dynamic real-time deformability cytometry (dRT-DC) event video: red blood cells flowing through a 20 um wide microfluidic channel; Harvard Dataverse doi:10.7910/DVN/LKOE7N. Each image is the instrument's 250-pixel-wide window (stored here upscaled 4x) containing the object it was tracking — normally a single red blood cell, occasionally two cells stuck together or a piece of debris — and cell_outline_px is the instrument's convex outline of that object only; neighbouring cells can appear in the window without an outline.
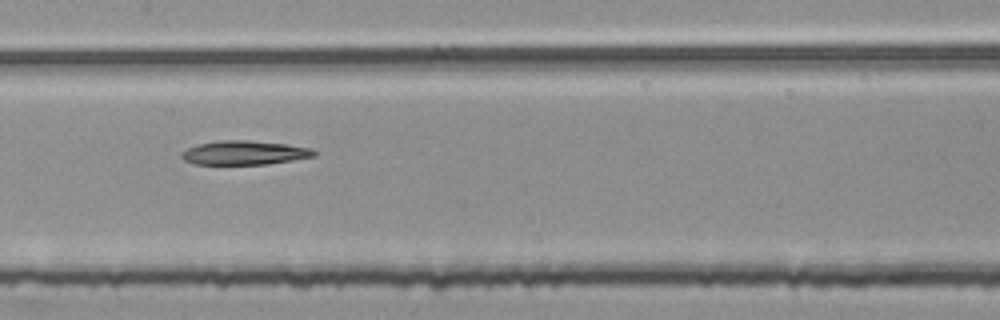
{"species": "common noctule bat (a hibernating species)", "species_latin": "Nyctalus noctula", "temperature_condition": "room temperature", "stored_images_in_passage": 53, "segment_of_instrument_passage": [2, 2], "camera_frame_rate_fps": 3000, "um_per_image_px": 0.085, "animal": {"sex": "female", "body_mass_g": 25.1}, "frame": {"image": 1, "passage_image": 26, "time_ms": 8.333, "image_size_px": [1000, 320], "cell_outline_px": [[316, 156], [268, 164], [196, 164], [184, 160], [180, 156], [180, 152], [196, 144], [216, 140], [248, 140], [284, 144], [312, 148], [316, 152]], "centroid_in_image_um": [20.74, 12.98], "position_along_channel_um": 186.7, "area_um2": 18.61}}
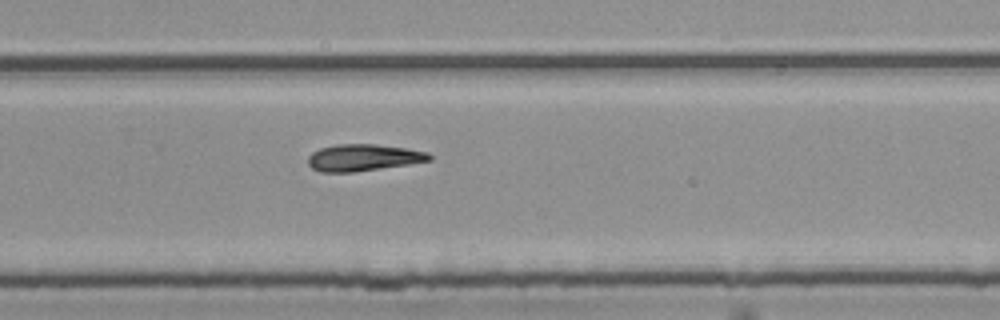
{"frame": {"image": 2, "passage_image": 35, "time_ms": 11.333, "image_size_px": [1000, 320], "cell_outline_px": [[432, 160], [408, 164], [352, 172], [320, 172], [312, 168], [308, 164], [308, 156], [312, 152], [320, 148], [336, 144], [376, 144], [404, 148], [428, 152], [432, 156]], "centroid_in_image_um": [30.85, 13.39], "position_along_channel_um": 298.9, "area_um2": 18.84}}
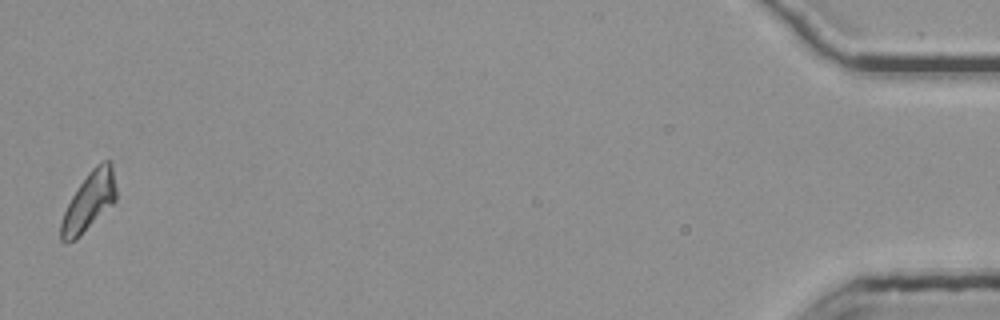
{"frame": {"image": 3, "passage_image": 53, "time_ms": 17.333, "image_size_px": [1000, 320], "cell_outline_px": [[116, 200], [76, 240], [64, 244], [60, 240], [60, 224], [64, 212], [72, 196], [88, 172], [96, 164], [104, 160], [112, 160], [116, 188]], "centroid_in_image_um": [7.56, 17.12], "position_along_channel_um": 427.6, "area_um2": 18.84}}